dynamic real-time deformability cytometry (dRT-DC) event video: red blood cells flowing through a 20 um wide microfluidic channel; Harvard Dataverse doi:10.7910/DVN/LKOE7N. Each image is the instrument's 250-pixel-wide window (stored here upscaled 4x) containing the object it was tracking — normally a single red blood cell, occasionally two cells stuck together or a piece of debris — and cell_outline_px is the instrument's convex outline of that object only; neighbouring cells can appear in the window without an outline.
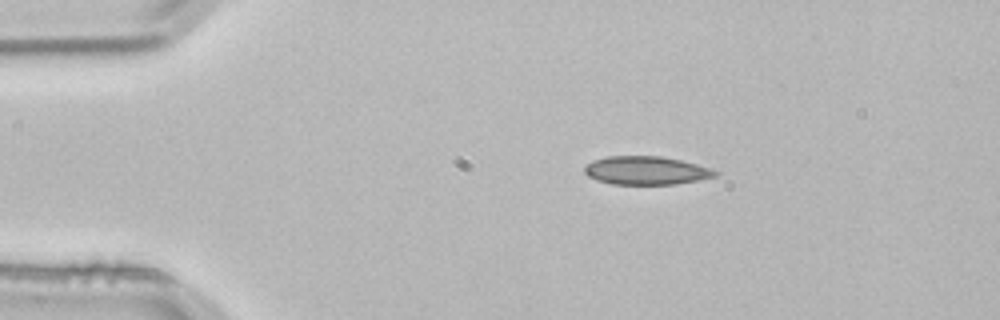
{"species": "common noctule bat (a hibernating species)", "species_latin": "Nyctalus noctula", "temperature_condition": "room temperature", "stored_images_in_passage": 2, "camera_frame_rate_fps": 3000, "um_per_image_px": 0.085, "animal": {"sex": "male", "body_mass_g": 21.5, "forearm_length_mm": 52.0}, "frame": {"image": 1, "passage_image": 1, "time_ms": 0.0, "image_size_px": [1000, 320], "cell_outline_px": [[720, 172], [716, 176], [676, 184], [612, 184], [596, 180], [588, 176], [584, 172], [584, 168], [592, 160], [608, 156], [660, 156], [680, 160], [712, 168]], "centroid_in_image_um": [54.92, 14.49], "position_along_channel_um": 30.1, "area_um2": 21.56}}